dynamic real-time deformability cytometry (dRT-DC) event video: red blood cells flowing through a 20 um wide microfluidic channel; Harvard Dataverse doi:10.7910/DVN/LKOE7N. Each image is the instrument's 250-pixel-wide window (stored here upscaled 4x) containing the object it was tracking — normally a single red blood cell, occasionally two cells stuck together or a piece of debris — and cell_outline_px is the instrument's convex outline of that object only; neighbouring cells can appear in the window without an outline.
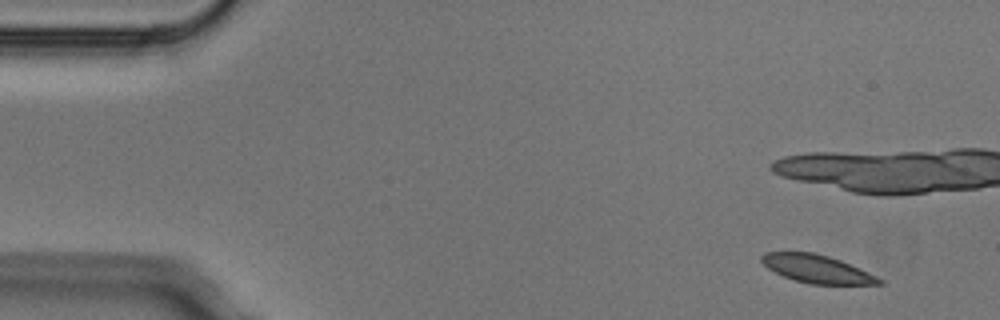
{"species": "Egyptian fruit bat (a non-hibernating species)", "species_latin": "Rousettus aegyptiacus", "temperature_condition": "cold", "stored_images_in_passage": 5, "camera_frame_rate_fps": 3000, "um_per_image_px": 0.085, "animal": {"sex": "male"}, "frame": {"image": 1, "passage_image": 1, "time_ms": 0.0, "image_size_px": [1000, 320], "cell_outline_px": [[884, 284], [812, 284], [796, 280], [784, 276], [768, 268], [760, 260], [760, 256], [764, 252], [812, 252], [828, 256], [840, 260], [876, 276], [884, 280]], "centroid_in_image_um": [69.43, 22.85], "position_along_channel_um": 15.6, "area_um2": 18.9}}